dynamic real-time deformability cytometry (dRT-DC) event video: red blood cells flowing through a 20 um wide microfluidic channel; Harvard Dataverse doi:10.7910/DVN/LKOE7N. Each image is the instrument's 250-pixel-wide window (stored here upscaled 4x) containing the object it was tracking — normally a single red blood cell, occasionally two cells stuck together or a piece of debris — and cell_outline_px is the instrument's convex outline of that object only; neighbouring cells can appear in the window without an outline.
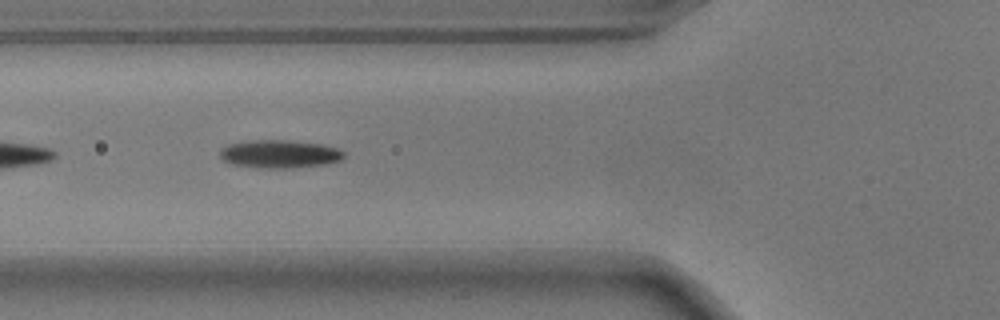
{"species": "common noctule bat (a hibernating species)", "species_latin": "Nyctalus noctula", "temperature_condition": "warm", "stored_images_in_passage": 15, "camera_frame_rate_fps": 3000, "um_per_image_px": 0.085, "animal": {"sex": "male", "body_mass_g": 17.9}, "frame": {"image": 1, "passage_image": 5, "time_ms": 1.333, "image_size_px": [1000, 320], "cell_outline_px": [[344, 156], [340, 160], [324, 164], [292, 168], [256, 168], [232, 164], [224, 160], [220, 156], [220, 152], [228, 144], [252, 140], [284, 140], [320, 144], [336, 148], [344, 152]], "centroid_in_image_um": [23.75, 13.1], "position_along_channel_um": 102.1, "area_um2": 20.06}}
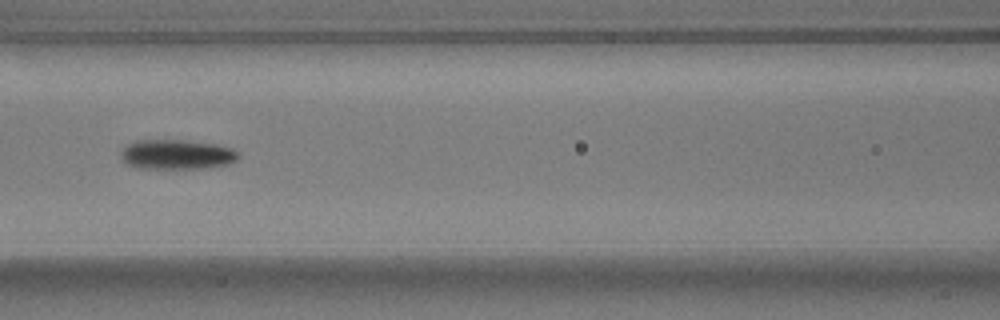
{"frame": {"image": 2, "passage_image": 9, "time_ms": 2.667, "image_size_px": [1000, 320], "cell_outline_px": [[240, 156], [236, 160], [228, 164], [208, 168], [140, 168], [128, 164], [120, 156], [120, 152], [128, 144], [136, 140], [184, 140], [216, 144], [232, 148], [240, 152]], "centroid_in_image_um": [15.07, 13.12], "position_along_channel_um": 151.5, "area_um2": 20.4}}